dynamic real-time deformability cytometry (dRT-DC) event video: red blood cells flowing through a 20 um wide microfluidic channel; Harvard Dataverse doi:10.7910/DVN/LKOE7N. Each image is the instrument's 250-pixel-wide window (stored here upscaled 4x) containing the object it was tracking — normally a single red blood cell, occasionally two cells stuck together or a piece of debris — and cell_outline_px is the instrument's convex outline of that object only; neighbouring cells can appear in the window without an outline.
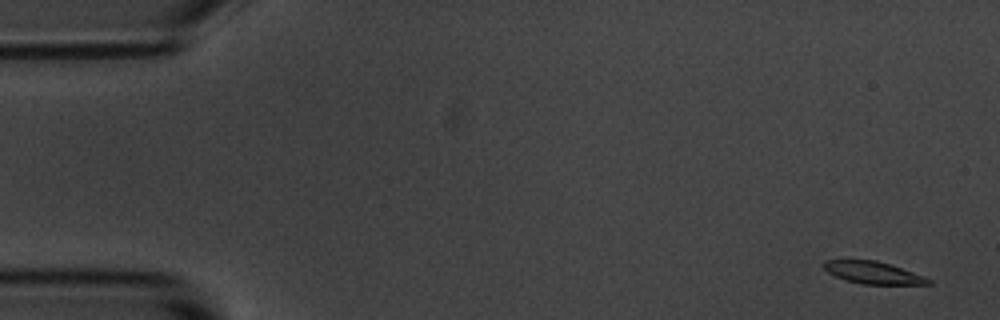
{"species": "common noctule bat (a hibernating species)", "species_latin": "Nyctalus noctula", "temperature_condition": "room temperature", "stored_images_in_passage": 5, "camera_frame_rate_fps": 3000, "um_per_image_px": 0.085, "animal": {"sex": "male", "body_mass_g": 20.1, "forearm_length_mm": 53.5}, "frame": {"image": 1, "passage_image": 1, "time_ms": 0.0, "image_size_px": [1000, 320], "cell_outline_px": [[932, 284], [860, 284], [844, 280], [828, 272], [824, 268], [824, 260], [876, 260], [924, 276], [932, 280]], "centroid_in_image_um": [74.2, 23.18], "position_along_channel_um": 10.8, "area_um2": 13.35}}
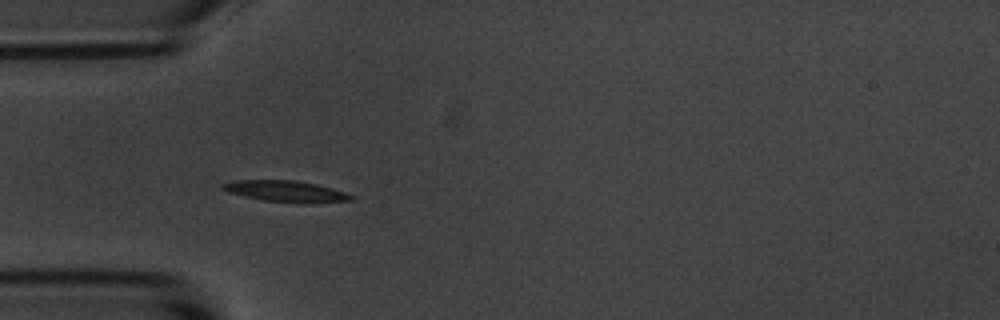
{"frame": {"image": 2, "passage_image": 5, "time_ms": 4.667, "image_size_px": [1000, 320], "cell_outline_px": [[356, 196], [352, 200], [304, 204], [300, 204], [264, 200], [244, 196], [228, 192], [220, 188], [220, 184], [236, 180], [296, 180], [316, 184], [332, 188]], "centroid_in_image_um": [24.31, 16.26], "position_along_channel_um": 60.7, "area_um2": 16.07}}